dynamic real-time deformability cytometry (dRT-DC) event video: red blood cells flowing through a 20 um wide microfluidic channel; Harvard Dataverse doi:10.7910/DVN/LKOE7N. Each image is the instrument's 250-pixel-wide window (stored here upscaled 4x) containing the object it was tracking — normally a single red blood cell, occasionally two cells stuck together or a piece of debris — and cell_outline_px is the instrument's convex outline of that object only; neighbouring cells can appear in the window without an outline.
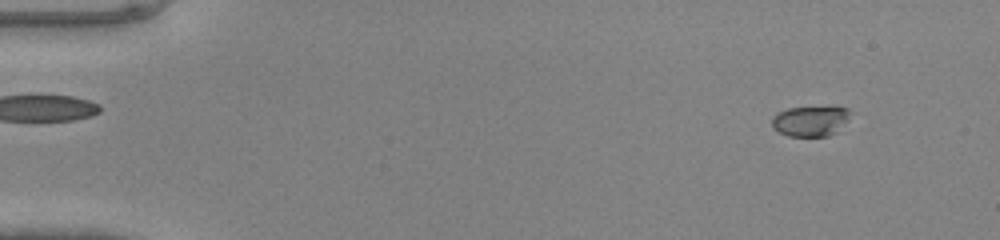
{"species": "common noctule bat (a hibernating species)", "species_latin": "Nyctalus noctula", "temperature_condition": "warm", "stored_images_in_passage": 45, "camera_frame_rate_fps": 3000, "um_per_image_px": 0.085, "animal": {"sex": "male", "body_mass_g": 20.0, "forearm_length_mm": 53.3}, "frame": {"image": 1, "passage_image": 5, "time_ms": 1.333, "image_size_px": [1000, 240], "cell_outline_px": [[852, 112], [848, 120], [836, 132], [828, 136], [788, 136], [772, 128], [772, 116], [776, 112], [788, 108], [832, 104], [836, 104], [848, 108]], "centroid_in_image_um": [68.93, 10.22], "position_along_channel_um": 16.1, "area_um2": 14.68}}
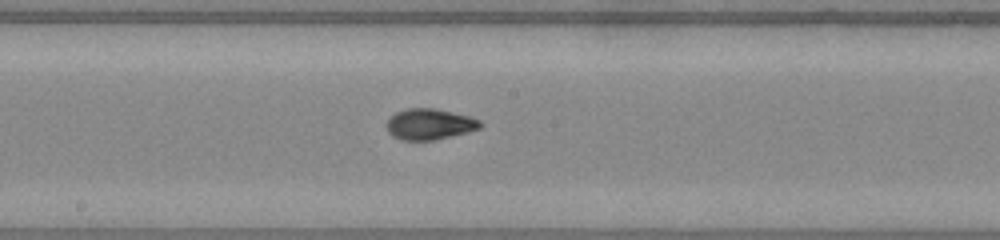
{"frame": {"image": 2, "passage_image": 27, "time_ms": 8.667, "image_size_px": [1000, 240], "cell_outline_px": [[484, 124], [480, 128], [468, 132], [436, 140], [400, 140], [392, 136], [388, 132], [388, 120], [396, 112], [408, 108], [432, 108], [452, 112], [468, 116], [480, 120]], "centroid_in_image_um": [36.54, 10.56], "position_along_channel_um": 211.7, "area_um2": 16.82}}
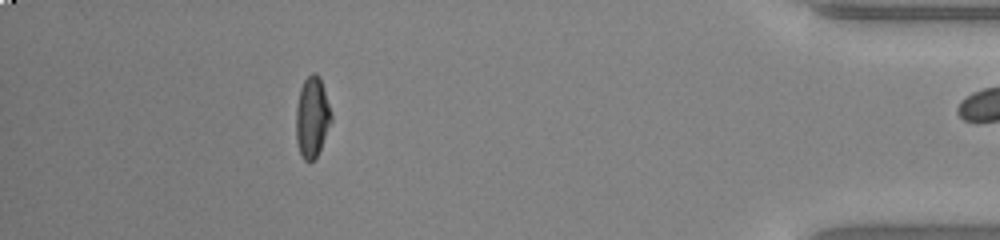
{"frame": {"image": 3, "passage_image": 44, "time_ms": 14.333, "image_size_px": [1000, 240], "cell_outline_px": [[332, 120], [320, 148], [316, 156], [312, 160], [304, 160], [300, 152], [296, 140], [296, 108], [300, 88], [304, 80], [312, 72], [316, 72], [320, 76], [332, 112]], "centroid_in_image_um": [26.53, 9.9], "position_along_channel_um": 408.7, "area_um2": 16.53}}